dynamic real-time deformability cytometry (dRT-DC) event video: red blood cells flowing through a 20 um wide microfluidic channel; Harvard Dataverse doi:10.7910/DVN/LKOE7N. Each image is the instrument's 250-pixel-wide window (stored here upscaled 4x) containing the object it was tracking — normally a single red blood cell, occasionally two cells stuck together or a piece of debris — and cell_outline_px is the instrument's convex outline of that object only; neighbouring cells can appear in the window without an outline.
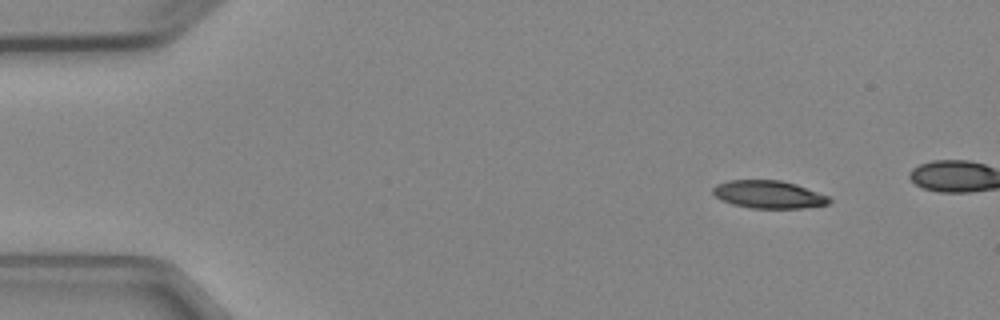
{"species": "Egyptian fruit bat (a non-hibernating species)", "species_latin": "Rousettus aegyptiacus", "temperature_condition": "cold", "stored_images_in_passage": 4, "camera_frame_rate_fps": 3000, "um_per_image_px": 0.085, "animal": {"sex": "female"}, "frame": {"image": 1, "passage_image": 1, "time_ms": 0.0, "image_size_px": [1000, 320], "cell_outline_px": [[832, 200], [828, 204], [804, 208], [752, 208], [732, 204], [720, 200], [712, 192], [712, 188], [716, 184], [728, 180], [780, 180], [796, 184], [828, 196]], "centroid_in_image_um": [65.31, 16.53], "position_along_channel_um": 19.7, "area_um2": 18.84}}